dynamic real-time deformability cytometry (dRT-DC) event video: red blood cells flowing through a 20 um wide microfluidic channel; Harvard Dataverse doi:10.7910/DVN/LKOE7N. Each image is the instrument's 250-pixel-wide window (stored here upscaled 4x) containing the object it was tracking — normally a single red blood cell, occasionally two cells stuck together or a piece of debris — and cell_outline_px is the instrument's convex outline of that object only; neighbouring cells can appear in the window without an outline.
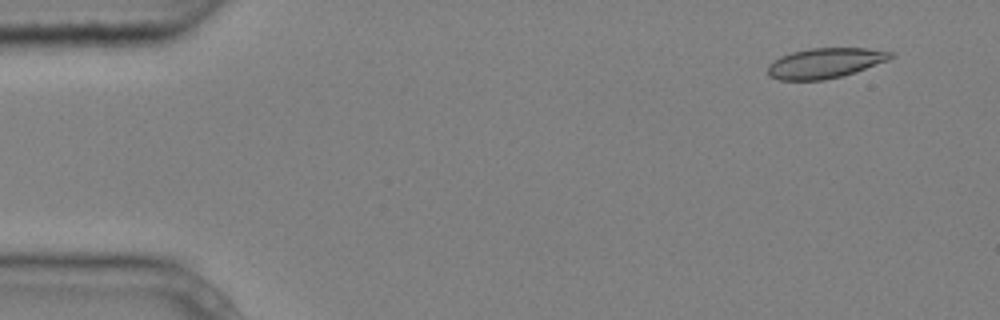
{"species": "common noctule bat (a hibernating species)", "species_latin": "Nyctalus noctula", "temperature_condition": "cold", "stored_images_in_passage": 5, "camera_frame_rate_fps": 3000, "um_per_image_px": 0.085, "animal": {"sex": "male", "body_mass_g": 20.4}, "frame": {"image": 1, "passage_image": 1, "time_ms": 0.0, "image_size_px": [1000, 320], "cell_outline_px": [[896, 56], [888, 60], [840, 76], [824, 80], [780, 80], [768, 76], [768, 64], [780, 56], [792, 52], [812, 48], [864, 48], [896, 52]], "centroid_in_image_um": [70.12, 5.35], "position_along_channel_um": 14.9, "area_um2": 21.44}}
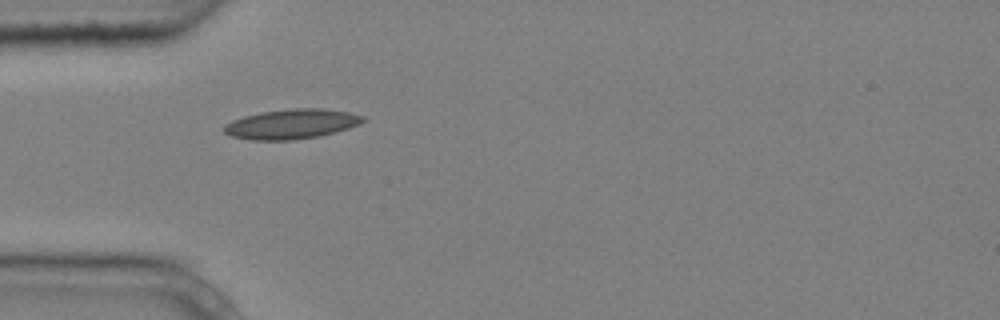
{"frame": {"image": 2, "passage_image": 4, "time_ms": 1.0, "image_size_px": [1000, 320], "cell_outline_px": [[368, 120], [360, 124], [336, 132], [320, 136], [292, 140], [252, 140], [232, 136], [224, 132], [224, 124], [232, 120], [244, 116], [260, 112], [292, 108], [324, 108], [348, 112], [364, 116]], "centroid_in_image_um": [24.81, 10.53], "position_along_channel_um": 60.2, "area_um2": 24.28}}
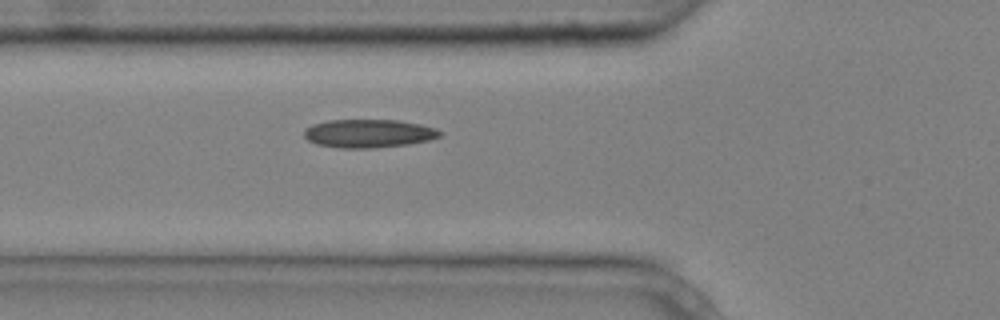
{"frame": {"image": 3, "passage_image": 5, "time_ms": 1.333, "image_size_px": [1000, 320], "cell_outline_px": [[444, 132], [440, 136], [428, 140], [408, 144], [372, 148], [340, 148], [316, 144], [308, 140], [304, 136], [304, 132], [312, 124], [328, 120], [396, 120], [420, 124], [436, 128]], "centroid_in_image_um": [31.34, 11.34], "position_along_channel_um": 94.5, "area_um2": 22.37}}